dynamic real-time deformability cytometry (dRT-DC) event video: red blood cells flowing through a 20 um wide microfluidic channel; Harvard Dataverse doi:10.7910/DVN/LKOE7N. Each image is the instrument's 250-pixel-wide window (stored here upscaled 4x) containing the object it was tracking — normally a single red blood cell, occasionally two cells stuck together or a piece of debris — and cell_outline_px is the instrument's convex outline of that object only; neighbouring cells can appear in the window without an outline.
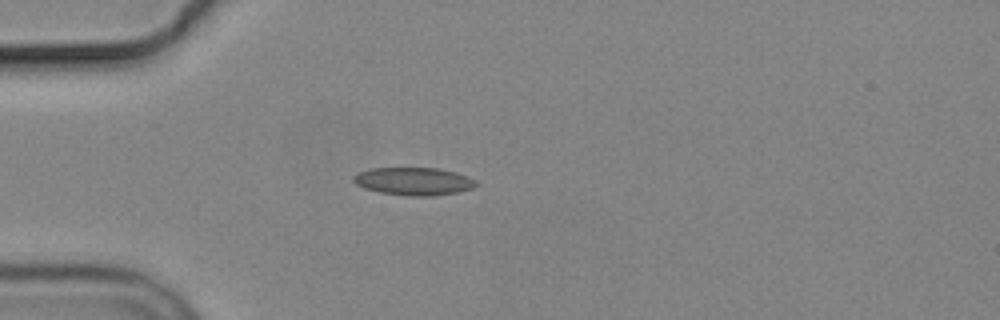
{"species": "common noctule bat (a hibernating species)", "species_latin": "Nyctalus noctula", "temperature_condition": "cold", "stored_images_in_passage": 1, "camera_frame_rate_fps": 3000, "um_per_image_px": 0.085, "animal": {"sex": "male", "body_mass_g": 19.2, "forearm_length_mm": 51.8}, "frame": {"image": 1, "passage_image": 1, "time_ms": 0.0, "image_size_px": [1000, 320], "cell_outline_px": [[480, 184], [472, 188], [456, 192], [432, 196], [408, 196], [380, 192], [364, 188], [356, 184], [352, 180], [352, 176], [360, 172], [372, 168], [440, 168], [456, 172], [476, 180]], "centroid_in_image_um": [35.18, 15.41], "position_along_channel_um": 49.8, "area_um2": 19.88}}